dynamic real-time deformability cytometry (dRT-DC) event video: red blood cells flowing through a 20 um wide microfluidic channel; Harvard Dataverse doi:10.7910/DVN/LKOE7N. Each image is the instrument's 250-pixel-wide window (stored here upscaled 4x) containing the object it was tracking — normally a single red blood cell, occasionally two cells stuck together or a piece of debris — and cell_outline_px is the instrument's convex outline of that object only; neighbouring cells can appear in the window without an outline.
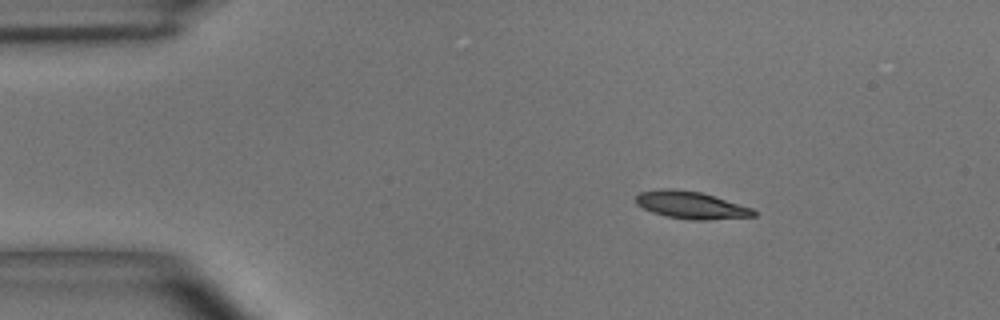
{"species": "common noctule bat (a hibernating species)", "species_latin": "Nyctalus noctula", "temperature_condition": "room temperature", "stored_images_in_passage": 3, "camera_frame_rate_fps": 3000, "um_per_image_px": 0.085, "animal": {"sex": "male", "body_mass_g": 15.6}, "frame": {"image": 1, "passage_image": 1, "time_ms": 0.0, "image_size_px": [1000, 320], "cell_outline_px": [[756, 216], [708, 220], [692, 220], [668, 216], [652, 212], [636, 204], [636, 196], [640, 192], [664, 188], [672, 188], [700, 192], [752, 208], [756, 212]], "centroid_in_image_um": [58.73, 17.43], "position_along_channel_um": 26.3, "area_um2": 18.55}}
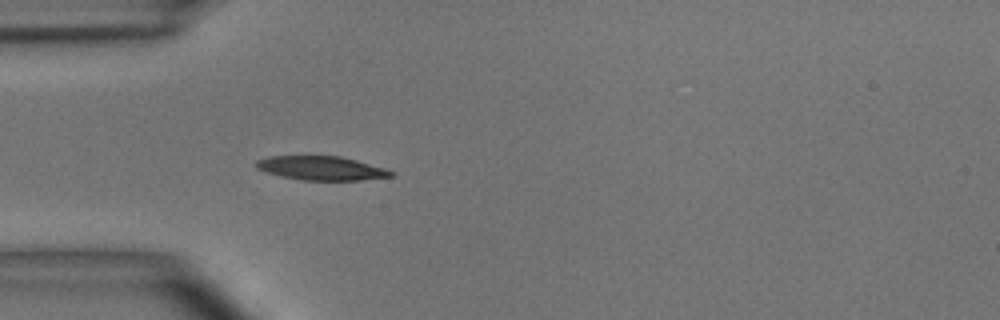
{"frame": {"image": 2, "passage_image": 3, "time_ms": 2.333, "image_size_px": [1000, 320], "cell_outline_px": [[396, 176], [360, 180], [300, 180], [280, 176], [264, 172], [256, 168], [256, 160], [268, 156], [340, 156], [356, 160], [384, 168], [396, 172]], "centroid_in_image_um": [27.31, 14.3], "position_along_channel_um": 57.7, "area_um2": 18.96}}